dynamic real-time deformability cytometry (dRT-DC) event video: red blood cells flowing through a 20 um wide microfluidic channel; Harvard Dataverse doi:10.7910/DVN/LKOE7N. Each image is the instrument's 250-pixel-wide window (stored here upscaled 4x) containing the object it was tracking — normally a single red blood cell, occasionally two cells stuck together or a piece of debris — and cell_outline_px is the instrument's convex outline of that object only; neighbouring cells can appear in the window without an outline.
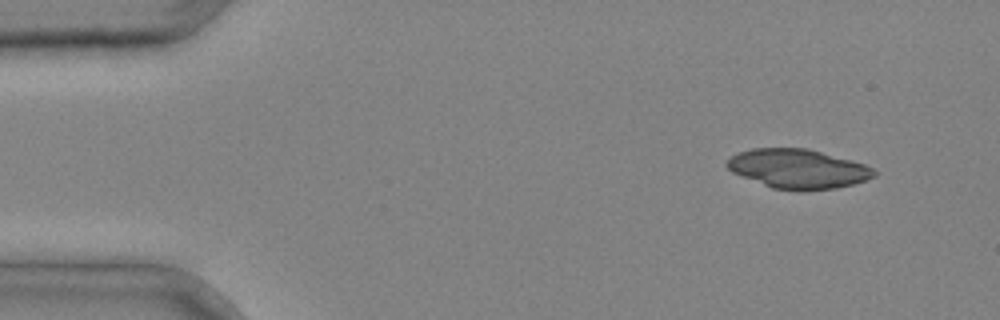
{"species": "common noctule bat (a hibernating species)", "species_latin": "Nyctalus noctula", "temperature_condition": "cold", "stored_images_in_passage": 4, "camera_frame_rate_fps": 3000, "um_per_image_px": 0.085, "animal": {"sex": "male", "body_mass_g": 20.4}, "frame": {"image": 1, "passage_image": 1, "time_ms": 0.0, "image_size_px": [1000, 320], "cell_outline_px": [[876, 176], [852, 184], [836, 188], [800, 192], [772, 188], [732, 172], [724, 164], [732, 156], [740, 152], [752, 148], [808, 148], [852, 160], [864, 164], [872, 168], [876, 172]], "centroid_in_image_um": [67.83, 14.36], "position_along_channel_um": 17.2, "area_um2": 33.76}}